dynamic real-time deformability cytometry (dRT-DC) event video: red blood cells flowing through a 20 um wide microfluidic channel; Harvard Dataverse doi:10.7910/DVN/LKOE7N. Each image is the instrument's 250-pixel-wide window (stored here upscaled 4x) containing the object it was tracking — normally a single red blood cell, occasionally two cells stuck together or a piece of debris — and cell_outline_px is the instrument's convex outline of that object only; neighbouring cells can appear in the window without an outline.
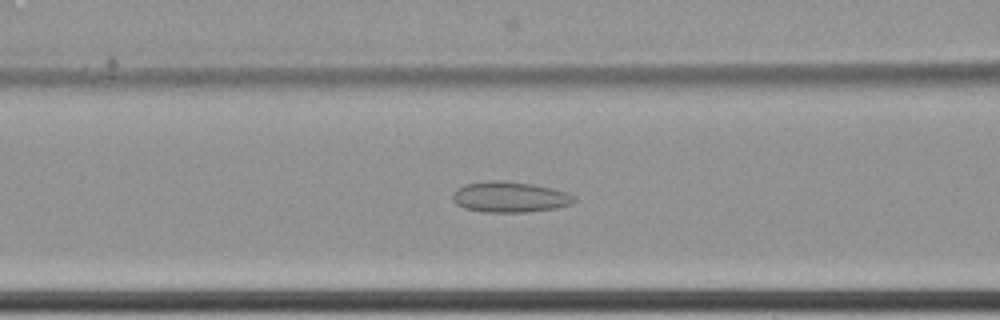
{"species": "common noctule bat (a hibernating species)", "species_latin": "Nyctalus noctula", "temperature_condition": "cold", "stored_images_in_passage": 50, "camera_frame_rate_fps": 3000, "um_per_image_px": 0.085, "animal": {"sex": "female", "body_mass_g": 22.7, "forearm_length_mm": 54.2}, "frame": {"image": 1, "passage_image": 19, "time_ms": 6.0, "image_size_px": [1000, 320], "cell_outline_px": [[576, 200], [572, 204], [556, 208], [524, 212], [484, 212], [464, 208], [456, 204], [452, 200], [452, 196], [456, 188], [464, 184], [492, 180], [500, 180], [532, 184], [552, 188], [568, 192], [576, 196]], "centroid_in_image_um": [43.33, 16.74], "position_along_channel_um": 123.3, "area_um2": 21.91}}
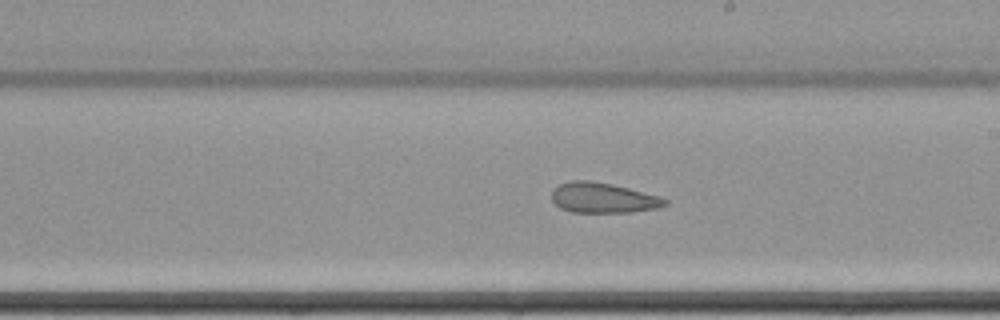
{"frame": {"image": 2, "passage_image": 29, "time_ms": 9.333, "image_size_px": [1000, 320], "cell_outline_px": [[668, 204], [656, 208], [632, 212], [572, 212], [560, 208], [552, 200], [552, 188], [560, 184], [572, 180], [588, 180], [612, 184], [660, 196], [668, 200]], "centroid_in_image_um": [51.25, 16.81], "position_along_channel_um": 237.8, "area_um2": 19.94}}
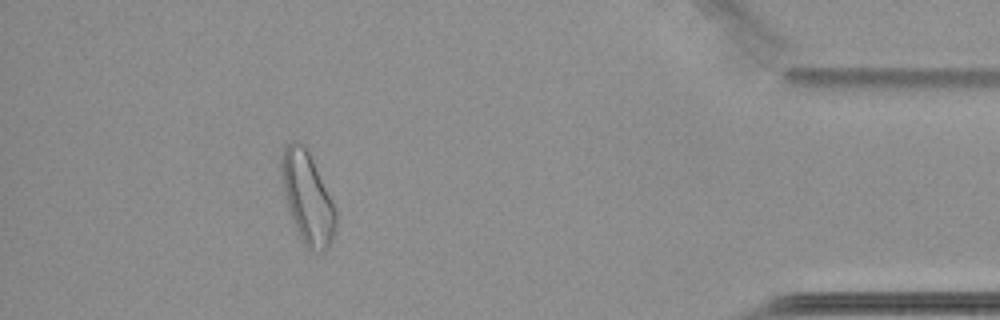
{"frame": {"image": 3, "passage_image": 48, "time_ms": 15.667, "image_size_px": [1000, 320], "cell_outline_px": [[336, 228], [332, 240], [328, 248], [324, 252], [320, 252], [308, 248], [304, 244], [296, 228], [284, 192], [280, 172], [280, 160], [284, 148], [292, 140], [300, 140], [308, 148], [336, 208]], "centroid_in_image_um": [26.15, 16.75], "position_along_channel_um": 409.1, "area_um2": 29.02}}